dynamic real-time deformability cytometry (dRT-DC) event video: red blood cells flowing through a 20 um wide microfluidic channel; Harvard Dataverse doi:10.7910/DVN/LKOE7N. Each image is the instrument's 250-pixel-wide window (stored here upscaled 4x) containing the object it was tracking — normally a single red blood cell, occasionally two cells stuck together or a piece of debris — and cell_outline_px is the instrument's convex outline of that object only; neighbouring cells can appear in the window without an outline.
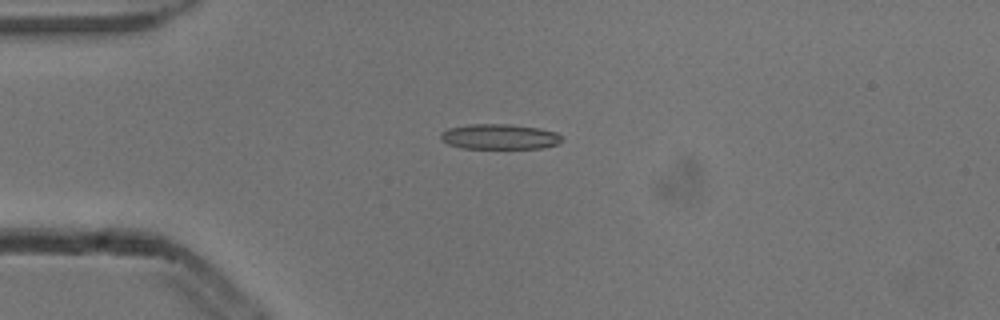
{"species": "common noctule bat (a hibernating species)", "species_latin": "Nyctalus noctula", "temperature_condition": "cold", "stored_images_in_passage": 6, "camera_frame_rate_fps": 3000, "um_per_image_px": 0.085, "animal": {"sex": "male", "body_mass_g": 13.3}, "frame": {"image": 1, "passage_image": 3, "time_ms": 0.667, "image_size_px": [1000, 320], "cell_outline_px": [[560, 140], [556, 144], [544, 148], [460, 148], [448, 144], [440, 140], [440, 132], [448, 128], [468, 124], [508, 124], [540, 128], [556, 132], [560, 136]], "centroid_in_image_um": [42.39, 11.61], "position_along_channel_um": 42.6, "area_um2": 17.86}}
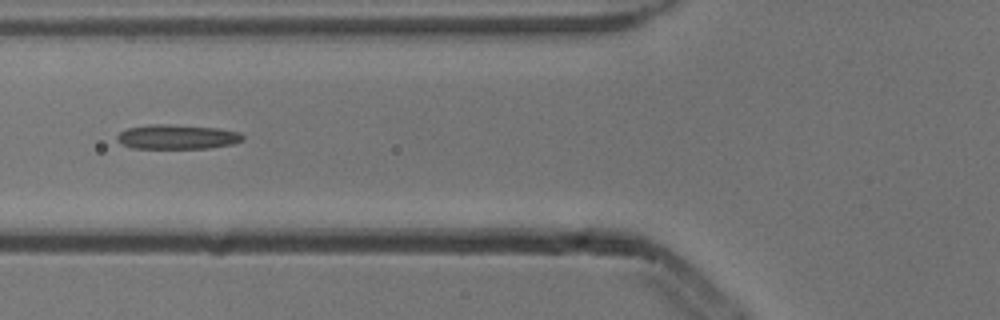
{"frame": {"image": 2, "passage_image": 5, "time_ms": 1.333, "image_size_px": [1000, 320], "cell_outline_px": [[244, 140], [232, 144], [208, 148], [132, 148], [116, 140], [116, 136], [120, 132], [128, 128], [152, 124], [168, 124], [220, 128], [240, 132], [244, 136]], "centroid_in_image_um": [15.09, 11.63], "position_along_channel_um": 110.7, "area_um2": 17.98}}
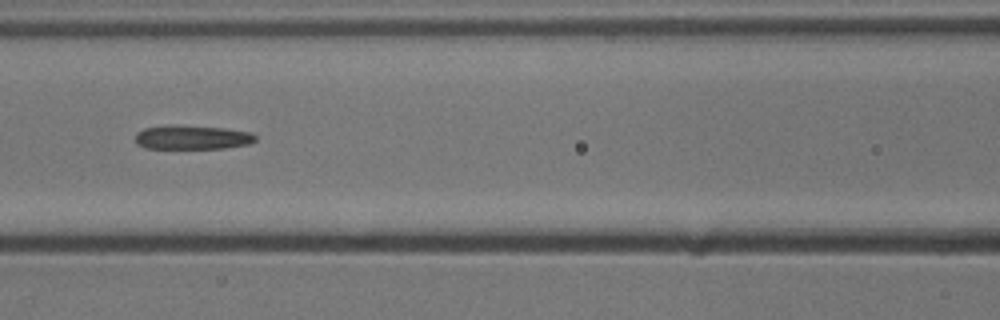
{"frame": {"image": 3, "passage_image": 6, "time_ms": 1.667, "image_size_px": [1000, 320], "cell_outline_px": [[256, 140], [248, 144], [224, 148], [144, 148], [136, 144], [136, 132], [144, 128], [168, 124], [180, 124], [224, 128], [252, 132], [256, 136]], "centroid_in_image_um": [16.31, 11.65], "position_along_channel_um": 150.3, "area_um2": 17.17}}